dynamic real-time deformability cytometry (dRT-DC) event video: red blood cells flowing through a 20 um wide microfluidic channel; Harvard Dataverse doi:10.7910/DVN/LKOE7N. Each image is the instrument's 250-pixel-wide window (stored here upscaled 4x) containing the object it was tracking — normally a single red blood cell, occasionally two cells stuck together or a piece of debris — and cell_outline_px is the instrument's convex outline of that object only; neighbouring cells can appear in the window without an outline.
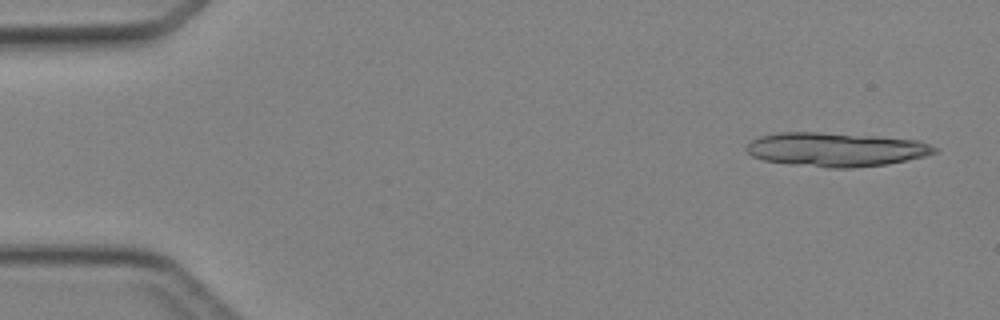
{"species": "Egyptian fruit bat (a non-hibernating species)", "species_latin": "Rousettus aegyptiacus", "temperature_condition": "cold", "stored_images_in_passage": 4, "camera_frame_rate_fps": 3000, "um_per_image_px": 0.085, "animal": {"sex": "female"}, "frame": {"image": 1, "passage_image": 1, "time_ms": 0.0, "image_size_px": [1000, 320], "cell_outline_px": [[936, 152], [924, 156], [888, 164], [852, 168], [828, 168], [792, 164], [764, 160], [752, 156], [744, 148], [752, 140], [760, 136], [780, 132], [816, 132], [876, 136], [920, 140], [936, 148]], "centroid_in_image_um": [71.04, 12.7], "position_along_channel_um": 14.0, "area_um2": 37.11}}
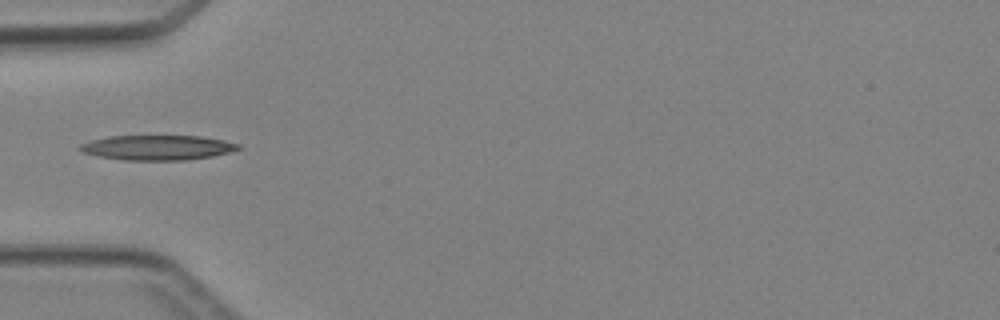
{"frame": {"image": 2, "passage_image": 4, "time_ms": 4.333, "image_size_px": [1000, 320], "cell_outline_px": [[240, 148], [228, 152], [212, 156], [184, 160], [120, 160], [100, 156], [84, 152], [76, 148], [80, 144], [92, 140], [108, 136], [204, 136], [224, 140], [240, 144]], "centroid_in_image_um": [13.37, 12.54], "position_along_channel_um": 71.6, "area_um2": 22.89}}